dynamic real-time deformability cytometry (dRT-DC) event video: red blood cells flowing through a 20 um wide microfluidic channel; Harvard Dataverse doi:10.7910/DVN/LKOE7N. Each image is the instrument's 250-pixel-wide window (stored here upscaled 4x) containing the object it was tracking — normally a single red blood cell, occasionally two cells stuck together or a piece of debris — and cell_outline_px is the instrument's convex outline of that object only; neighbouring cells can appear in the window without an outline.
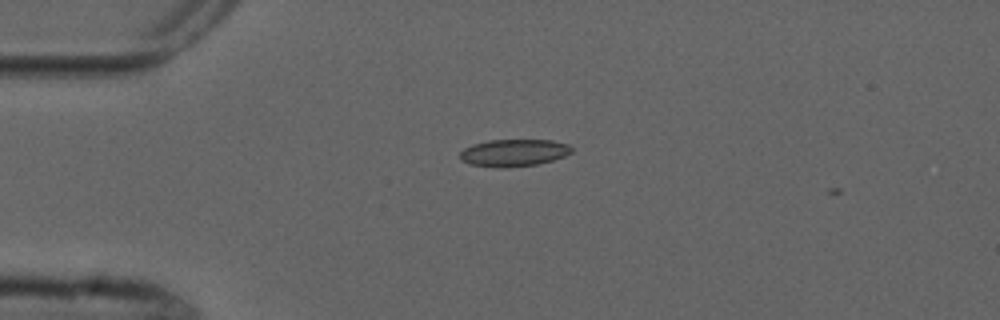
{"species": "common noctule bat (a hibernating species)", "species_latin": "Nyctalus noctula", "temperature_condition": "cold", "stored_images_in_passage": 4, "camera_frame_rate_fps": 3000, "um_per_image_px": 0.085, "animal": {"sex": "male", "forearm_length_mm": 52.5}, "frame": {"image": 1, "passage_image": 4, "time_ms": 4.333, "image_size_px": [1000, 320], "cell_outline_px": [[572, 152], [564, 156], [552, 160], [536, 164], [468, 164], [460, 160], [460, 152], [464, 148], [472, 144], [488, 140], [552, 140], [568, 144], [572, 148]], "centroid_in_image_um": [43.7, 12.92], "position_along_channel_um": 41.3, "area_um2": 16.7}}